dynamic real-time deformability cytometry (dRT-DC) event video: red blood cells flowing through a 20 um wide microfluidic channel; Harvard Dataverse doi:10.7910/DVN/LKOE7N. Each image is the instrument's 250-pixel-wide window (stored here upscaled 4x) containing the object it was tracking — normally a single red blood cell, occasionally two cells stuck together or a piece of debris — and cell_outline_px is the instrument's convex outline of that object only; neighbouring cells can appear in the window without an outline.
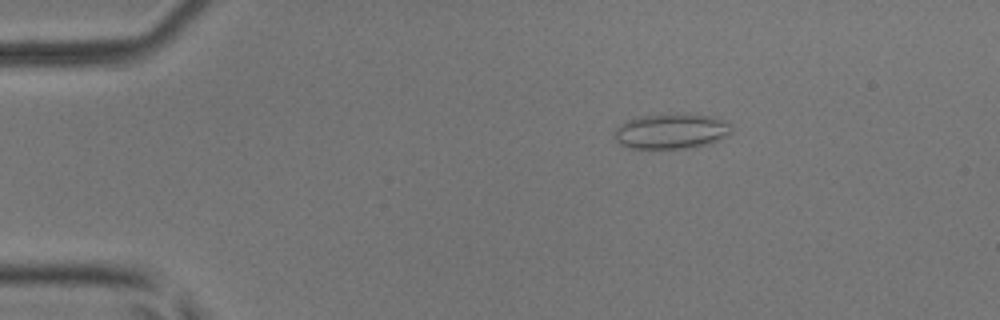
{"species": "common noctule bat (a hibernating species)", "species_latin": "Nyctalus noctula", "temperature_condition": "room temperature", "stored_images_in_passage": 50, "camera_frame_rate_fps": 3000, "um_per_image_px": 0.085, "animal": {"sex": "male", "body_mass_g": 17.9, "forearm_length_mm": 54.2}, "frame": {"image": 1, "passage_image": 9, "time_ms": 2.667, "image_size_px": [1000, 320], "cell_outline_px": [[732, 132], [728, 136], [712, 144], [688, 148], [628, 148], [620, 144], [612, 136], [612, 132], [620, 124], [636, 116], [712, 116], [724, 120], [732, 124]], "centroid_in_image_um": [57.06, 11.2], "position_along_channel_um": 27.9, "area_um2": 23.81}}
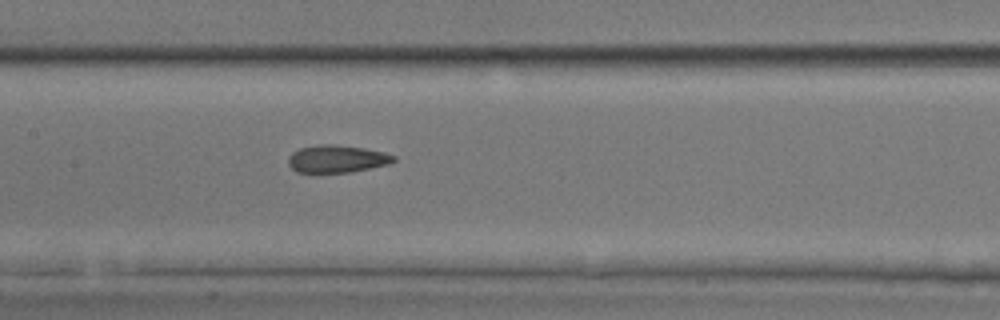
{"frame": {"image": 2, "passage_image": 25, "time_ms": 8.0, "image_size_px": [1000, 320], "cell_outline_px": [[396, 160], [388, 164], [348, 172], [296, 172], [288, 164], [288, 156], [292, 152], [300, 148], [316, 144], [332, 144], [364, 148], [384, 152], [396, 156]], "centroid_in_image_um": [28.61, 13.49], "position_along_channel_um": 178.8, "area_um2": 16.82}}
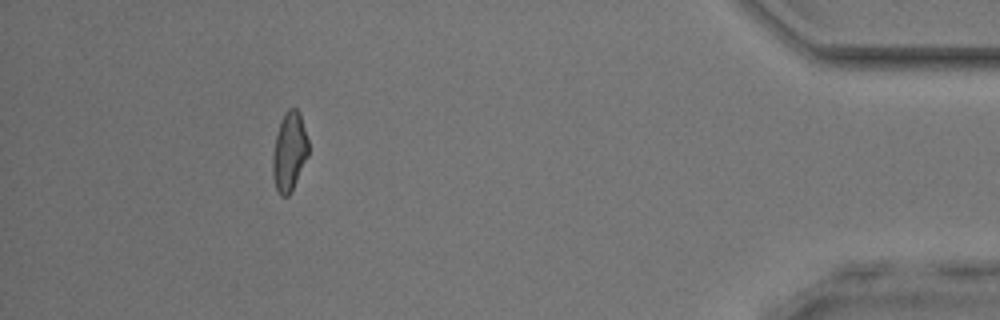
{"frame": {"image": 3, "passage_image": 46, "time_ms": 15.0, "image_size_px": [1000, 320], "cell_outline_px": [[308, 156], [288, 196], [280, 196], [276, 188], [272, 176], [272, 156], [276, 136], [280, 120], [284, 112], [288, 108], [296, 108], [300, 112], [308, 140]], "centroid_in_image_um": [24.58, 12.85], "position_along_channel_um": 410.6, "area_um2": 16.42}, "authors_computed_cell_mechanics": {"area_um2": 17.3978, "velocity_mm_per_s": 4.0991, "shape_relaxation_time_tau1_ms": 11.0672, "shape_relaxation_time_tau2_ms": 2.5585, "deformation_change_tau1": 0.2418, "deformation_change_tau2": 0.0864}}